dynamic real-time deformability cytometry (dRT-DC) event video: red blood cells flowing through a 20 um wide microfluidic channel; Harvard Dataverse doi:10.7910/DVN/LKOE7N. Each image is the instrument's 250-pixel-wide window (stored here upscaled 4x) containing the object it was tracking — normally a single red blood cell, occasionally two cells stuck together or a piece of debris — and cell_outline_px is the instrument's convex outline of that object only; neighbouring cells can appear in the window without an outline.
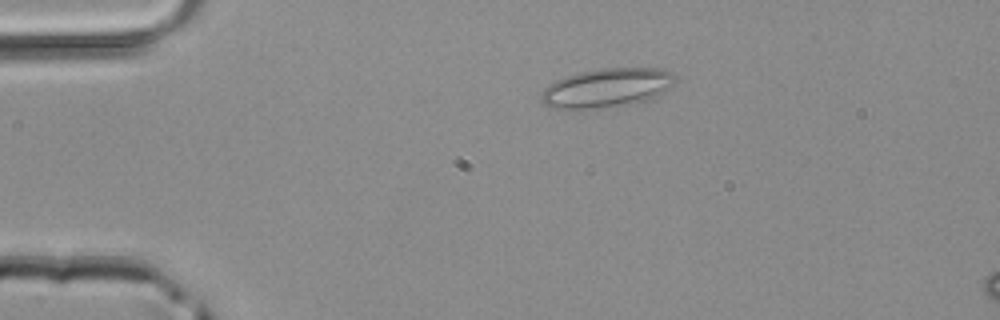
{"species": "common noctule bat (a hibernating species)", "species_latin": "Nyctalus noctula", "temperature_condition": "room temperature", "stored_images_in_passage": 4, "segment_of_instrument_passage": [1, 2], "camera_frame_rate_fps": 3000, "um_per_image_px": 0.085, "animal": {"sex": "male", "body_mass_g": 20.4}, "frame": {"image": 1, "passage_image": 2, "time_ms": 0.333, "image_size_px": [1000, 320], "cell_outline_px": [[676, 80], [672, 84], [656, 96], [632, 104], [580, 112], [568, 112], [548, 108], [540, 100], [540, 96], [544, 88], [548, 84], [556, 80], [580, 72], [600, 68], [656, 68], [672, 72], [676, 76]], "centroid_in_image_um": [51.46, 7.53], "position_along_channel_um": 33.5, "area_um2": 31.39}}